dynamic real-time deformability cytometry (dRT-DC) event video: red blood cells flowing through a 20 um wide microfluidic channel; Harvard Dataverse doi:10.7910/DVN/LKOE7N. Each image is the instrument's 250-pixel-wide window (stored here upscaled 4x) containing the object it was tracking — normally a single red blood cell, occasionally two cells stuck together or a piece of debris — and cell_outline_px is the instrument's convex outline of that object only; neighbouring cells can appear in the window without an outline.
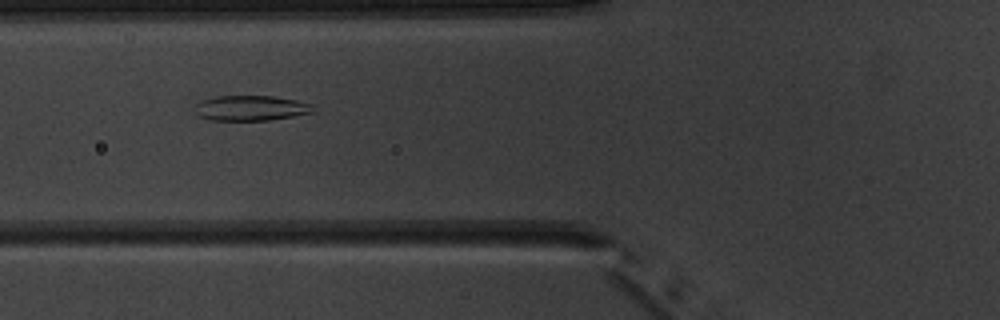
{"species": "common noctule bat (a hibernating species)", "species_latin": "Nyctalus noctula", "temperature_condition": "warm", "stored_images_in_passage": 8, "camera_frame_rate_fps": 3000, "um_per_image_px": 0.085, "animal": {"sex": "male", "body_mass_g": 20.1, "forearm_length_mm": 53.5}, "frame": {"image": 1, "passage_image": 5, "time_ms": 6.333, "image_size_px": [1000, 320], "cell_outline_px": [[312, 112], [292, 116], [268, 120], [212, 120], [200, 116], [196, 104], [200, 100], [216, 96], [272, 96], [296, 100], [312, 104]], "centroid_in_image_um": [21.32, 9.17], "position_along_channel_um": 104.5, "area_um2": 16.99}}
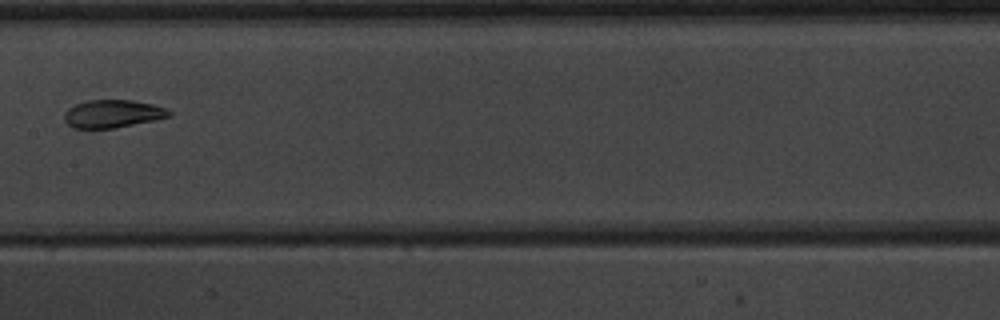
{"frame": {"image": 2, "passage_image": 7, "time_ms": 8.667, "image_size_px": [1000, 320], "cell_outline_px": [[172, 116], [156, 120], [112, 128], [72, 128], [64, 120], [64, 112], [68, 108], [76, 104], [88, 100], [132, 100], [152, 104], [164, 108], [172, 112]], "centroid_in_image_um": [9.57, 9.67], "position_along_channel_um": 197.8, "area_um2": 16.99}}
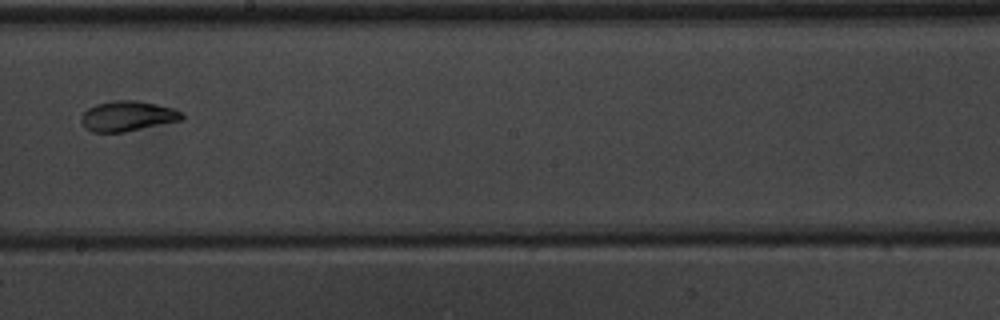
{"frame": {"image": 3, "passage_image": 8, "time_ms": 9.667, "image_size_px": [1000, 320], "cell_outline_px": [[184, 120], [124, 132], [92, 132], [84, 128], [80, 120], [80, 116], [88, 108], [96, 104], [116, 100], [136, 100], [172, 108], [184, 112]], "centroid_in_image_um": [10.84, 9.88], "position_along_channel_um": 237.4, "area_um2": 17.86}}